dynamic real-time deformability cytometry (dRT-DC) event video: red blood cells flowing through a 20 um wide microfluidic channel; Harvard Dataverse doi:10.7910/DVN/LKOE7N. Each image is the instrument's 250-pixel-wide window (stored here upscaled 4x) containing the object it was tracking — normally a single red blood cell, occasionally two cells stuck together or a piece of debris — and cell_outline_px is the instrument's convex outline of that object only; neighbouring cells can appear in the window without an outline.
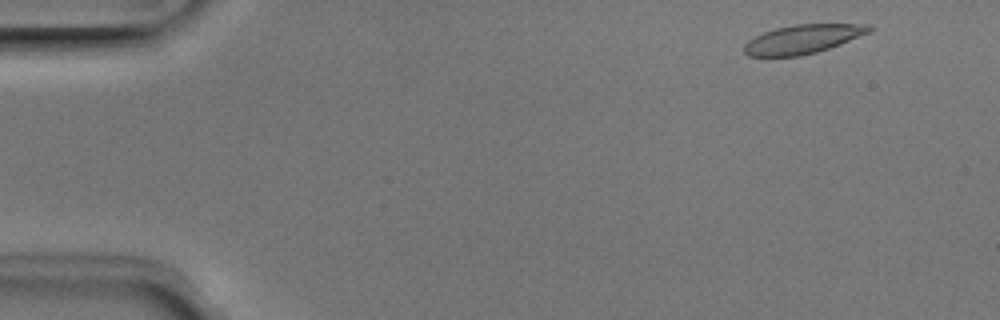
{"species": "Egyptian fruit bat (a non-hibernating species)", "species_latin": "Rousettus aegyptiacus", "temperature_condition": "room temperature", "stored_images_in_passage": 50, "camera_frame_rate_fps": 3000, "um_per_image_px": 0.085, "animal": {"sex": "male"}, "frame": {"image": 1, "passage_image": 3, "time_ms": 0.667, "image_size_px": [1000, 320], "cell_outline_px": [[872, 32], [840, 44], [816, 52], [800, 56], [748, 56], [744, 52], [744, 44], [748, 40], [764, 32], [776, 28], [792, 24], [872, 24]], "centroid_in_image_um": [68.27, 3.32], "position_along_channel_um": 16.7, "area_um2": 21.1}}
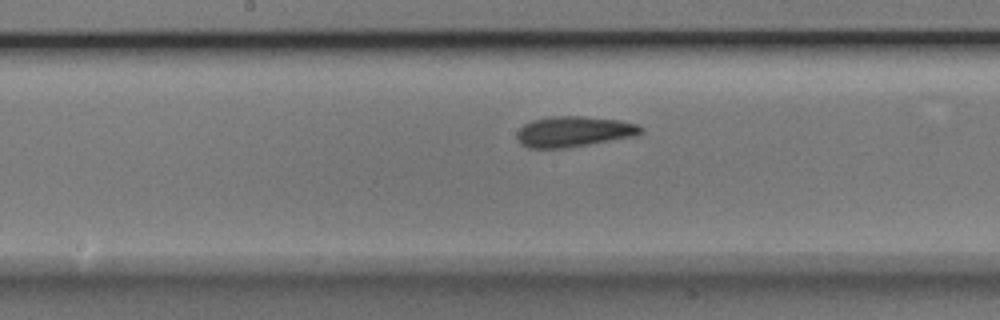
{"frame": {"image": 2, "passage_image": 25, "time_ms": 8.0, "image_size_px": [1000, 320], "cell_outline_px": [[644, 132], [636, 136], [568, 148], [528, 148], [520, 144], [516, 140], [516, 132], [524, 124], [532, 120], [552, 116], [580, 116], [620, 120], [640, 124], [644, 128]], "centroid_in_image_um": [48.79, 11.19], "position_along_channel_um": 199.4, "area_um2": 22.48}}
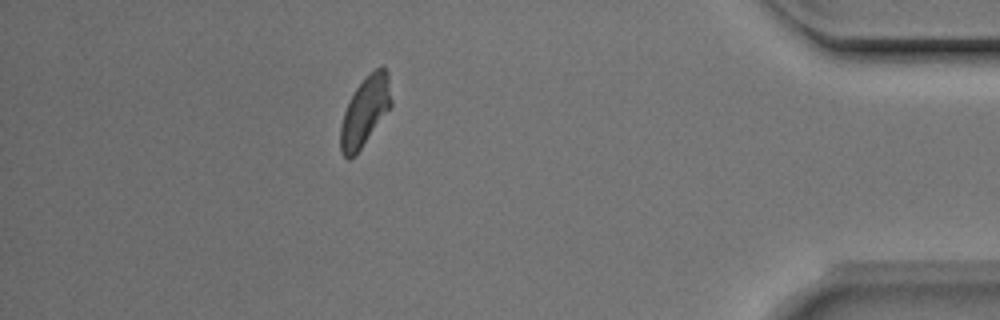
{"frame": {"image": 3, "passage_image": 44, "time_ms": 14.333, "image_size_px": [1000, 320], "cell_outline_px": [[392, 104], [360, 148], [348, 160], [340, 152], [340, 128], [344, 112], [356, 88], [380, 64], [388, 72]], "centroid_in_image_um": [31.02, 9.45], "position_along_channel_um": 404.2, "area_um2": 19.71}, "authors_computed_cell_mechanics": {"area_um2": 21.5305, "velocity_mm_per_s": 3.928, "shape_relaxation_time_tau1_ms": 4.1309, "shape_relaxation_time_tau2_ms": 2.0674, "deformation_change_tau1": 0.1122, "deformation_change_tau2": 0.0847}}